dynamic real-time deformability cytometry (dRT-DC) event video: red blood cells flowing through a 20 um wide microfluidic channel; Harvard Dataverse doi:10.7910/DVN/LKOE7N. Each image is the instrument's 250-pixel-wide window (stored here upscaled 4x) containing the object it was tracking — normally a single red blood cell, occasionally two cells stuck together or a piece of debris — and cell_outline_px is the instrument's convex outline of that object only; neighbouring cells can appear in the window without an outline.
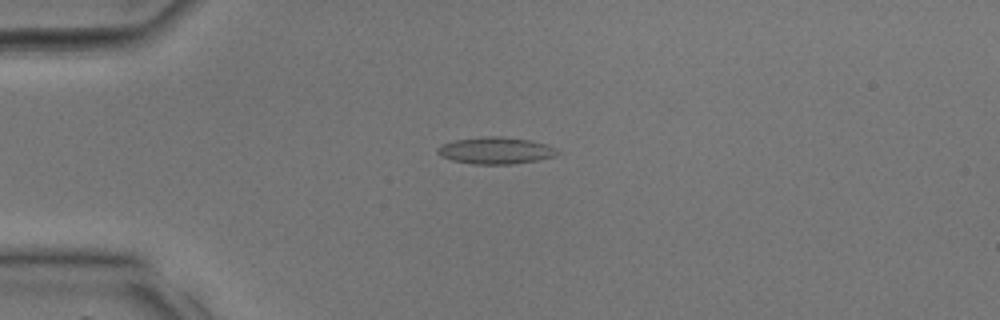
{"species": "common noctule bat (a hibernating species)", "species_latin": "Nyctalus noctula", "temperature_condition": "room temperature", "stored_images_in_passage": 34, "camera_frame_rate_fps": 3000, "um_per_image_px": 0.085, "animal": {"sex": "male", "body_mass_g": 17.9, "forearm_length_mm": 54.2}, "frame": {"image": 1, "passage_image": 7, "time_ms": 2.0, "image_size_px": [1000, 320], "cell_outline_px": [[560, 152], [556, 156], [536, 160], [512, 164], [472, 164], [452, 160], [440, 156], [436, 152], [436, 148], [444, 144], [456, 140], [480, 136], [500, 136], [528, 140], [544, 144], [556, 148]], "centroid_in_image_um": [42.11, 12.8], "position_along_channel_um": 42.9, "area_um2": 18.67}}
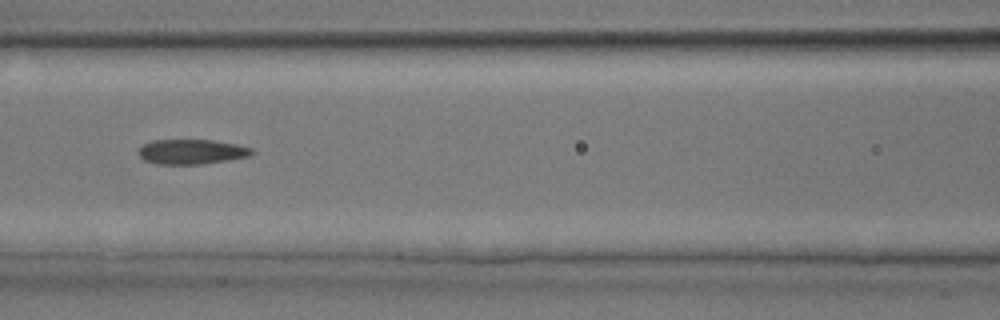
{"frame": {"image": 2, "passage_image": 14, "time_ms": 4.333, "image_size_px": [1000, 320], "cell_outline_px": [[256, 152], [248, 156], [228, 160], [200, 164], [156, 164], [144, 160], [136, 152], [144, 144], [152, 140], [212, 140], [236, 144], [252, 148]], "centroid_in_image_um": [16.27, 12.9], "position_along_channel_um": 150.3, "area_um2": 16.42}}
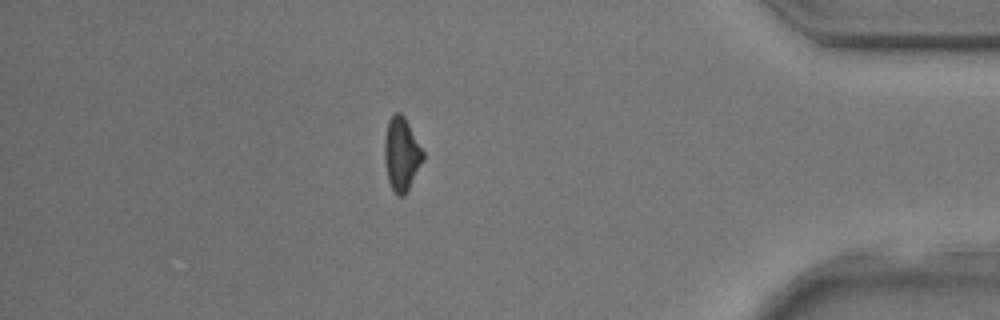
{"frame": {"image": 3, "passage_image": 29, "time_ms": 9.333, "image_size_px": [1000, 320], "cell_outline_px": [[424, 160], [404, 196], [400, 196], [392, 188], [388, 180], [384, 160], [384, 140], [388, 120], [392, 112], [400, 112], [404, 116], [424, 152]], "centroid_in_image_um": [34.12, 13.06], "position_along_channel_um": 401.1, "area_um2": 16.47}}